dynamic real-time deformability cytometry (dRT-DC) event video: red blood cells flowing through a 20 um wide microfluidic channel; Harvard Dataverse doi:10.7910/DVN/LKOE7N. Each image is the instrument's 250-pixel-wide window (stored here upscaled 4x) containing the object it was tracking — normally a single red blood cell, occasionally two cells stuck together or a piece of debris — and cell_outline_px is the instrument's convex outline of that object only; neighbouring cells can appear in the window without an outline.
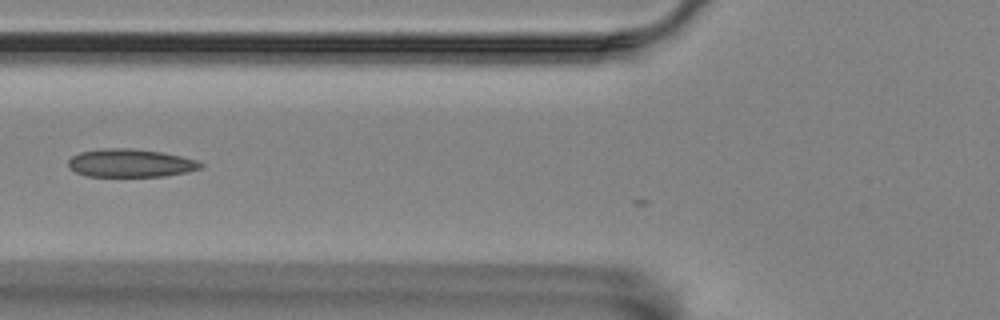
{"species": "Egyptian fruit bat (a non-hibernating species)", "species_latin": "Rousettus aegyptiacus", "temperature_condition": "room temperature", "stored_images_in_passage": 7, "camera_frame_rate_fps": 3000, "um_per_image_px": 0.085, "animal": {"sex": "female"}, "frame": {"image": 1, "passage_image": 4, "time_ms": 1.0, "image_size_px": [1000, 320], "cell_outline_px": [[204, 164], [200, 168], [188, 172], [164, 176], [88, 176], [76, 172], [68, 168], [68, 160], [72, 156], [80, 152], [104, 148], [128, 148], [160, 152], [180, 156], [196, 160]], "centroid_in_image_um": [11.07, 13.86], "position_along_channel_um": 114.7, "area_um2": 21.56}}